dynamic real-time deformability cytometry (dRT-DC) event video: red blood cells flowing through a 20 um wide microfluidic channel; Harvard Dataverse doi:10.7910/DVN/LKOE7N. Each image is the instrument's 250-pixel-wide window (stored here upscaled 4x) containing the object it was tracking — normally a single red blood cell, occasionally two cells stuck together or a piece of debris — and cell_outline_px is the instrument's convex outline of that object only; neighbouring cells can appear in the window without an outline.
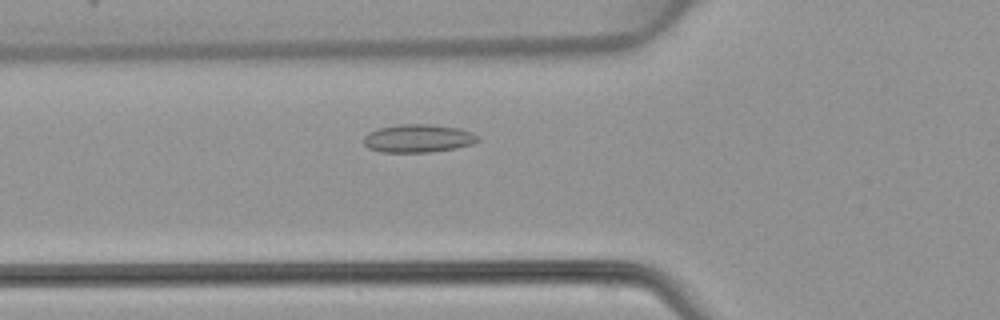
{"species": "common noctule bat (a hibernating species)", "species_latin": "Nyctalus noctula", "temperature_condition": "warm", "stored_images_in_passage": 43, "camera_frame_rate_fps": 3000, "um_per_image_px": 0.085, "animal": {"sex": "female", "body_mass_g": 22.7, "forearm_length_mm": 54.2}, "frame": {"image": 1, "passage_image": 12, "time_ms": 3.667, "image_size_px": [1000, 320], "cell_outline_px": [[480, 140], [472, 144], [456, 148], [428, 152], [380, 152], [368, 148], [364, 144], [364, 136], [368, 132], [376, 128], [400, 124], [428, 124], [456, 128], [472, 132]], "centroid_in_image_um": [35.49, 11.76], "position_along_channel_um": 90.3, "area_um2": 18.67}}
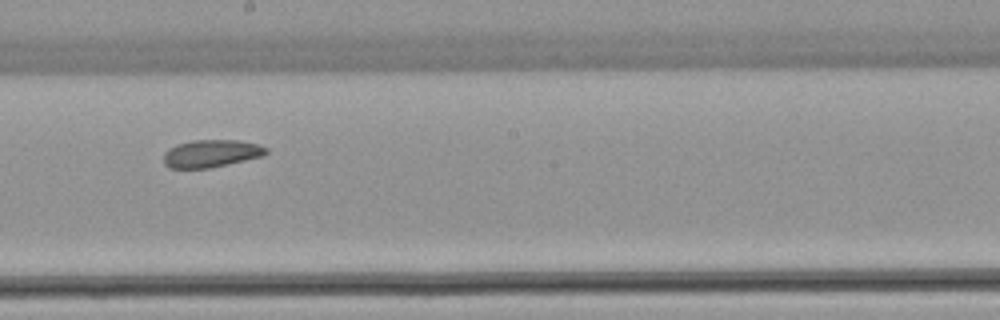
{"frame": {"image": 2, "passage_image": 22, "time_ms": 7.0, "image_size_px": [1000, 320], "cell_outline_px": [[268, 152], [264, 156], [228, 164], [208, 168], [168, 168], [164, 164], [164, 152], [168, 148], [176, 144], [192, 140], [236, 140], [256, 144], [268, 148]], "centroid_in_image_um": [17.93, 13.05], "position_along_channel_um": 230.3, "area_um2": 16.53}}
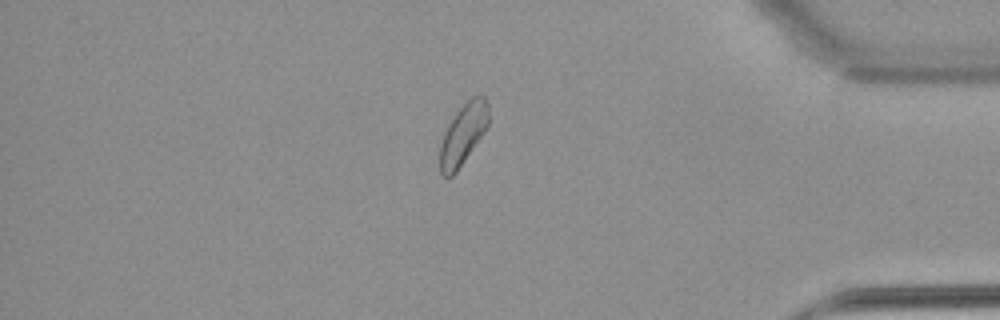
{"frame": {"image": 3, "passage_image": 36, "time_ms": 11.667, "image_size_px": [1000, 320], "cell_outline_px": [[488, 124], [484, 132], [456, 172], [452, 176], [444, 176], [440, 172], [440, 144], [444, 132], [448, 124], [456, 112], [472, 96], [484, 96], [488, 104]], "centroid_in_image_um": [39.35, 11.4], "position_along_channel_um": 395.8, "area_um2": 16.94}}